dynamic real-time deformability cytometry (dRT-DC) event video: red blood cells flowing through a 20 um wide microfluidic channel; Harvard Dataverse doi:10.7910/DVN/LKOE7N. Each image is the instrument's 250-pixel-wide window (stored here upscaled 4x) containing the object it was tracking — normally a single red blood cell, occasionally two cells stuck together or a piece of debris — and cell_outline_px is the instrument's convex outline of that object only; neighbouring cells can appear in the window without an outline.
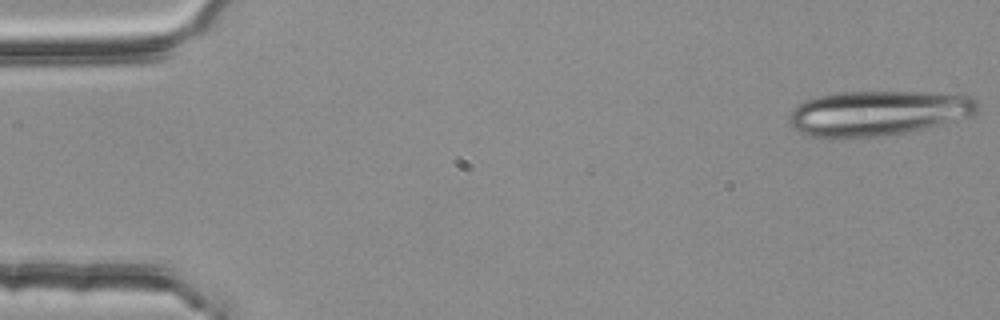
{"species": "common noctule bat (a hibernating species)", "species_latin": "Nyctalus noctula", "temperature_condition": "room temperature", "stored_images_in_passage": 4, "camera_frame_rate_fps": 3000, "um_per_image_px": 0.085, "animal": {"sex": "female", "body_mass_g": 25.1}, "frame": {"image": 1, "passage_image": 1, "time_ms": 0.0, "image_size_px": [1000, 320], "cell_outline_px": [[980, 108], [972, 116], [928, 128], [884, 136], [828, 140], [808, 136], [796, 132], [788, 124], [788, 116], [792, 108], [796, 104], [820, 96], [836, 92], [920, 92], [968, 96], [976, 100]], "centroid_in_image_um": [74.53, 9.66], "position_along_channel_um": 10.5, "area_um2": 50.4}}